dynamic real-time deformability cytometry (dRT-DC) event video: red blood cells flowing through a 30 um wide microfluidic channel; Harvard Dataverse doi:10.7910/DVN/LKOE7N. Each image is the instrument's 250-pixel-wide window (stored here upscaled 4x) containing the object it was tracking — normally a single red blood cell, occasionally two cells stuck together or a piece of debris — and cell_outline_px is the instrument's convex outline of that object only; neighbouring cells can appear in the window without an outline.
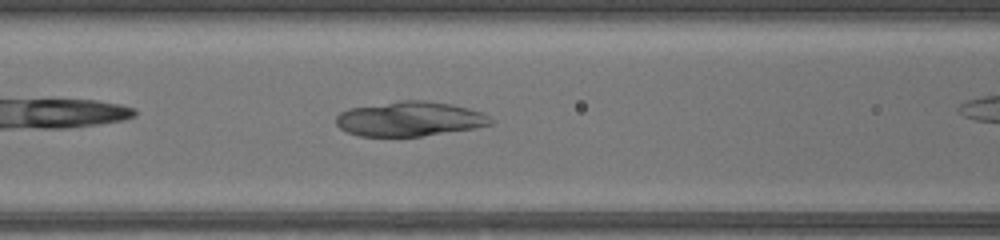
{"species": "common noctule bat (a hibernating species)", "species_latin": "Nyctalus noctula", "temperature_condition": "warm", "stored_images_in_passage": 25, "camera_frame_rate_fps": 3000, "um_per_image_px": 0.085, "animal": {"sex": "female", "body_mass_g": 17.0, "forearm_length_mm": 48.0}, "frame": {"image": 1, "passage_image": 8, "time_ms": 2.333, "image_size_px": [1000, 240], "cell_outline_px": [[496, 120], [492, 124], [476, 128], [420, 136], [360, 136], [348, 132], [340, 128], [336, 124], [336, 116], [340, 112], [348, 108], [400, 100], [424, 100], [452, 104], [468, 108], [480, 112]], "centroid_in_image_um": [34.83, 10.1], "position_along_channel_um": 131.8, "area_um2": 31.33}}
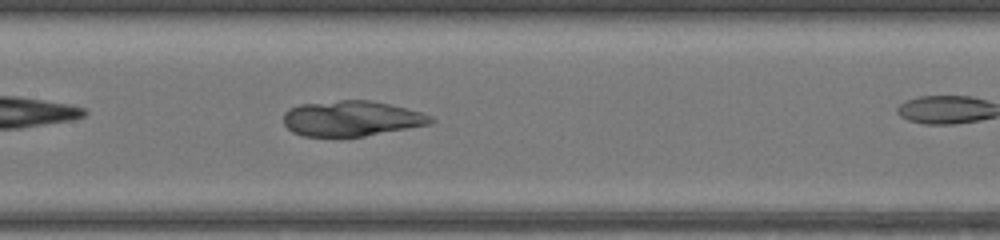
{"frame": {"image": 2, "passage_image": 11, "time_ms": 3.333, "image_size_px": [1000, 240], "cell_outline_px": [[436, 120], [432, 124], [364, 136], [304, 136], [292, 132], [284, 124], [284, 112], [288, 108], [300, 104], [340, 100], [368, 100], [388, 104], [420, 112], [432, 116]], "centroid_in_image_um": [29.87, 10.07], "position_along_channel_um": 177.5, "area_um2": 30.29}}